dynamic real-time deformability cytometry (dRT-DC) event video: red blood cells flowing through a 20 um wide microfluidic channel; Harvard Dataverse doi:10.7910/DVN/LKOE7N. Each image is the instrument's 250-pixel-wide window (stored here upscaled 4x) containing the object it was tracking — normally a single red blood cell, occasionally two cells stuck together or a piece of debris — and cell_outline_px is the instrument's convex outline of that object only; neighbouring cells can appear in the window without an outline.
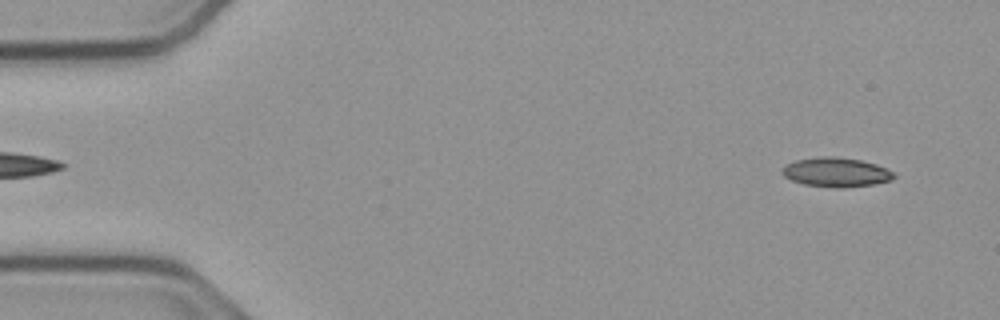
{"species": "common noctule bat (a hibernating species)", "species_latin": "Nyctalus noctula", "temperature_condition": "cold", "stored_images_in_passage": 53, "camera_frame_rate_fps": 3000, "um_per_image_px": 0.085, "animal": {"sex": "male", "body_mass_g": 23.1, "forearm_length_mm": 52.7}, "frame": {"image": 1, "passage_image": 3, "time_ms": 0.667, "image_size_px": [1000, 320], "cell_outline_px": [[896, 176], [892, 180], [872, 184], [844, 188], [832, 188], [804, 184], [792, 180], [784, 176], [780, 172], [788, 164], [796, 160], [824, 156], [832, 156], [860, 160], [876, 164], [892, 172]], "centroid_in_image_um": [71.07, 14.65], "position_along_channel_um": 13.9, "area_um2": 18.9}}
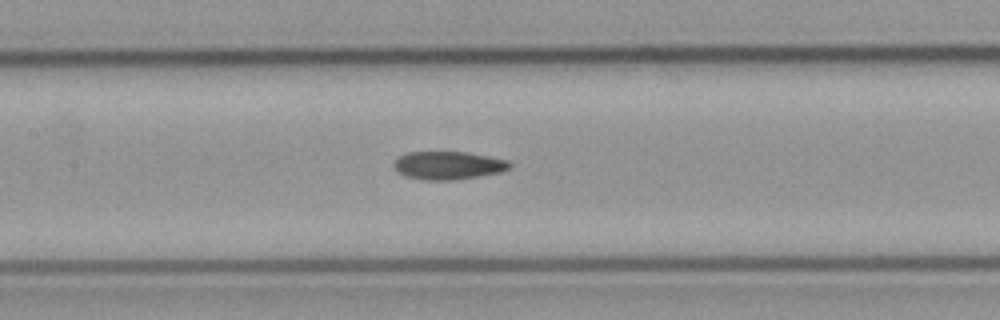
{"frame": {"image": 2, "passage_image": 24, "time_ms": 7.667, "image_size_px": [1000, 320], "cell_outline_px": [[512, 164], [508, 168], [500, 172], [452, 180], [424, 180], [404, 176], [396, 172], [392, 164], [396, 156], [404, 152], [464, 152], [488, 156], [508, 160]], "centroid_in_image_um": [37.99, 14.05], "position_along_channel_um": 169.4, "area_um2": 19.07}}
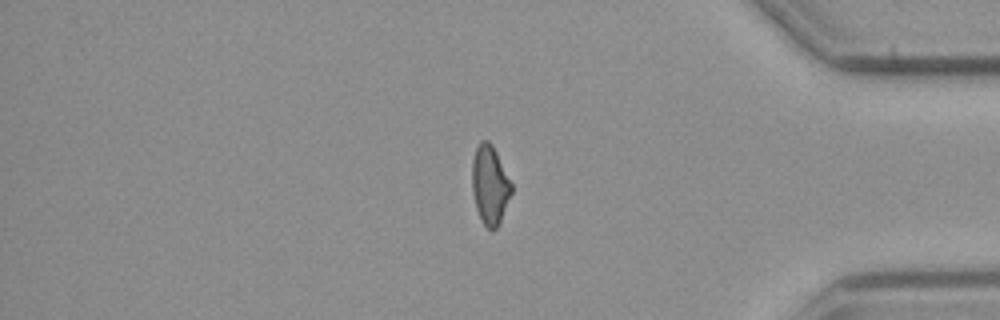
{"frame": {"image": 3, "passage_image": 44, "time_ms": 14.333, "image_size_px": [1000, 320], "cell_outline_px": [[512, 192], [500, 220], [496, 228], [492, 232], [480, 220], [476, 208], [472, 192], [472, 160], [476, 148], [480, 140], [488, 140], [492, 144], [512, 184]], "centroid_in_image_um": [41.62, 15.71], "position_along_channel_um": 393.6, "area_um2": 18.03}, "authors_computed_cell_mechanics": {"area_um2": 18.9006, "velocity_mm_per_s": 3.8024, "shape_relaxation_time_tau1_ms": null, "shape_relaxation_time_tau2_ms": 7.5408, "deformation_change_tau1": null, "deformation_change_tau2": 0.1694}}